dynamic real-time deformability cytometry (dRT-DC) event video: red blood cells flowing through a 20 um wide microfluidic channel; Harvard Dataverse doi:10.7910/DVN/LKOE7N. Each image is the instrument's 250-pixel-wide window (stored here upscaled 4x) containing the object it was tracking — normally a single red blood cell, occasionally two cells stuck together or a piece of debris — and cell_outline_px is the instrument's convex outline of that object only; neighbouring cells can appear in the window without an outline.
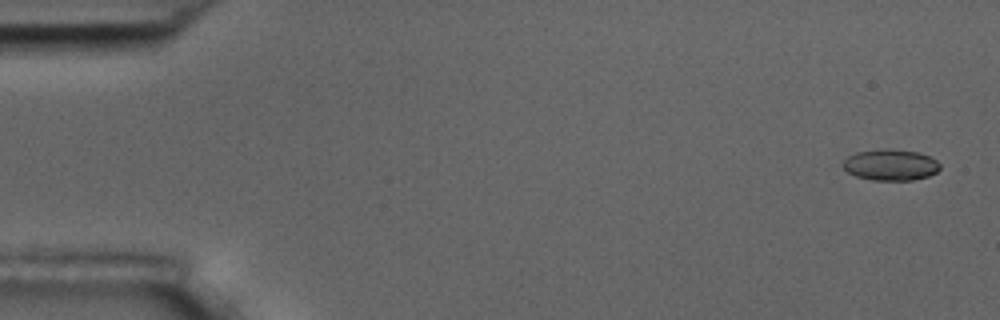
{"species": "common noctule bat (a hibernating species)", "species_latin": "Nyctalus noctula", "temperature_condition": "room temperature", "stored_images_in_passage": 5, "camera_frame_rate_fps": 3000, "um_per_image_px": 0.085, "animal": {"sex": "male", "body_mass_g": 17.5, "forearm_length_mm": 52.3}, "frame": {"image": 1, "passage_image": 1, "time_ms": 0.0, "image_size_px": [1000, 320], "cell_outline_px": [[940, 168], [936, 172], [928, 176], [912, 180], [872, 180], [856, 176], [848, 172], [840, 164], [848, 156], [856, 152], [920, 152], [936, 160], [940, 164]], "centroid_in_image_um": [75.7, 14.07], "position_along_channel_um": 9.3, "area_um2": 16.76}}
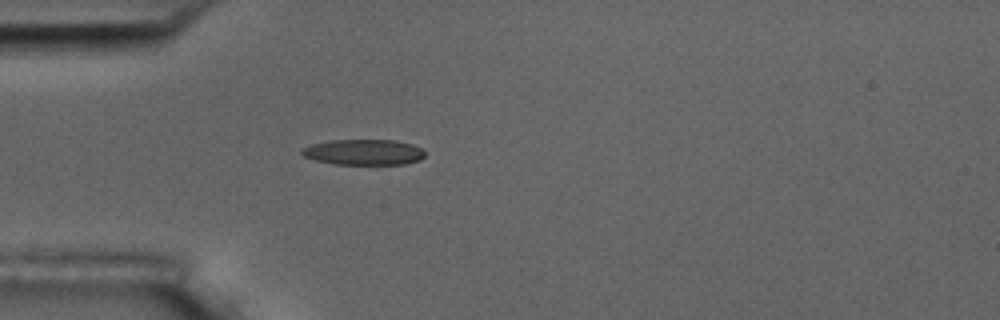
{"frame": {"image": 2, "passage_image": 5, "time_ms": 4.667, "image_size_px": [1000, 320], "cell_outline_px": [[424, 156], [420, 160], [404, 164], [332, 164], [316, 160], [304, 156], [300, 152], [300, 148], [312, 144], [328, 140], [396, 140], [412, 144], [420, 148], [424, 152]], "centroid_in_image_um": [30.88, 12.93], "position_along_channel_um": 54.1, "area_um2": 18.44}}